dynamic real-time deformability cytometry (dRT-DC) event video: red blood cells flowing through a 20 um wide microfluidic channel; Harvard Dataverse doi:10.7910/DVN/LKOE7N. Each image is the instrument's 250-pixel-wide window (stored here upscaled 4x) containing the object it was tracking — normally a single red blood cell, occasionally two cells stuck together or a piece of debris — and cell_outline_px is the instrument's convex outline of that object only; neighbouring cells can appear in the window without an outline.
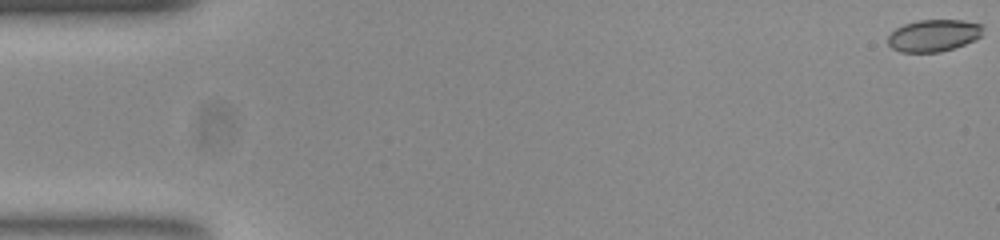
{"species": "common noctule bat (a hibernating species)", "species_latin": "Nyctalus noctula", "temperature_condition": "room temperature", "stored_images_in_passage": 48, "camera_frame_rate_fps": 3000, "um_per_image_px": 0.085, "animal": {"sex": "female", "body_mass_g": 23.0, "forearm_length_mm": 53.4}, "frame": {"image": 1, "passage_image": 1, "time_ms": 0.0, "image_size_px": [1000, 240], "cell_outline_px": [[984, 24], [980, 36], [976, 40], [940, 52], [900, 52], [892, 48], [888, 44], [888, 36], [896, 28], [904, 24], [916, 20], [964, 20]], "centroid_in_image_um": [79.36, 3.01], "position_along_channel_um": 5.6, "area_um2": 17.8}}
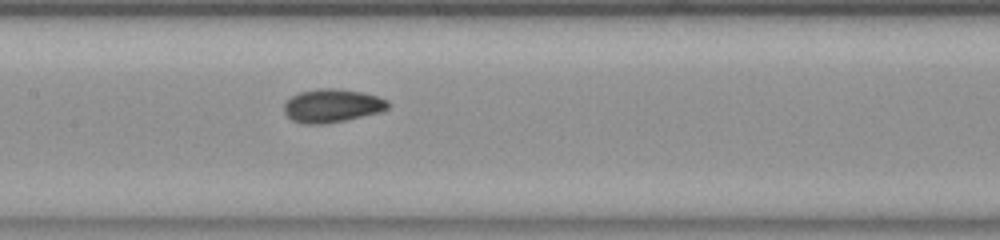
{"frame": {"image": 2, "passage_image": 26, "time_ms": 8.333, "image_size_px": [1000, 240], "cell_outline_px": [[392, 104], [388, 108], [380, 112], [344, 120], [320, 124], [304, 124], [292, 120], [284, 112], [284, 104], [292, 96], [300, 92], [316, 88], [332, 88], [364, 92], [388, 100]], "centroid_in_image_um": [28.24, 8.97], "position_along_channel_um": 179.2, "area_um2": 20.17}}
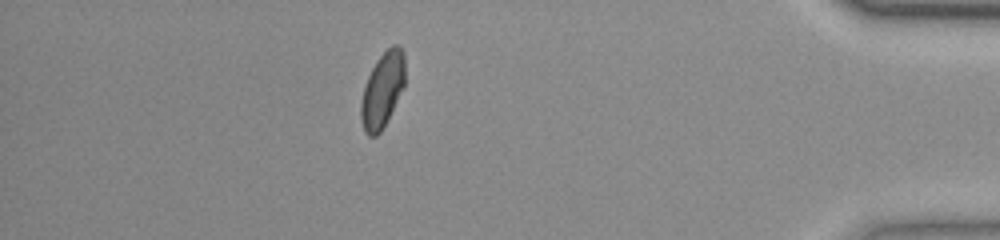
{"frame": {"image": 3, "passage_image": 47, "time_ms": 15.333, "image_size_px": [1000, 240], "cell_outline_px": [[404, 88], [380, 132], [376, 136], [368, 136], [364, 132], [360, 116], [360, 104], [364, 88], [368, 76], [376, 60], [392, 44], [396, 44], [404, 52]], "centroid_in_image_um": [32.5, 7.65], "position_along_channel_um": 402.7, "area_um2": 19.13}}